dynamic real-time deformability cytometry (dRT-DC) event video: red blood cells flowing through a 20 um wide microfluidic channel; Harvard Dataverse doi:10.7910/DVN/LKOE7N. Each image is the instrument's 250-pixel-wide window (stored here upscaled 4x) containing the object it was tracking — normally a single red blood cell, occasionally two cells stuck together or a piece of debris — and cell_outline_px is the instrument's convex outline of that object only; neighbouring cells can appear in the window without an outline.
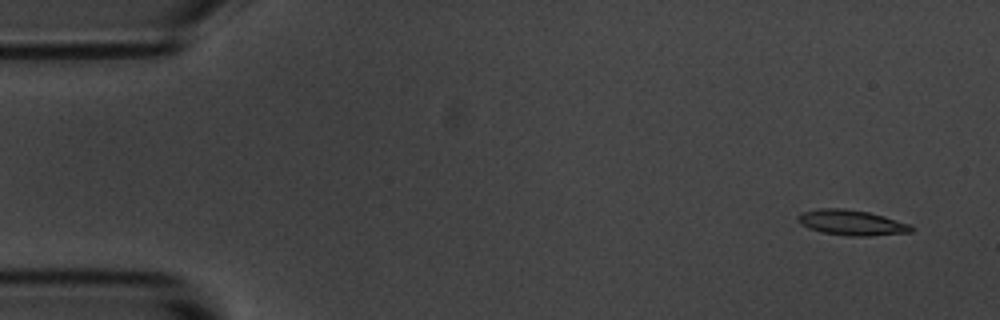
{"species": "common noctule bat (a hibernating species)", "species_latin": "Nyctalus noctula", "temperature_condition": "room temperature", "stored_images_in_passage": 10, "camera_frame_rate_fps": 3000, "um_per_image_px": 0.085, "animal": {"sex": "male", "body_mass_g": 20.1, "forearm_length_mm": 53.5}, "frame": {"image": 1, "passage_image": 1, "time_ms": 0.0, "image_size_px": [1000, 320], "cell_outline_px": [[916, 228], [912, 232], [868, 236], [848, 236], [820, 232], [808, 228], [800, 224], [796, 220], [796, 216], [804, 212], [820, 208], [844, 208], [868, 212], [884, 216], [908, 224]], "centroid_in_image_um": [72.36, 18.93], "position_along_channel_um": 12.6, "area_um2": 16.82}}
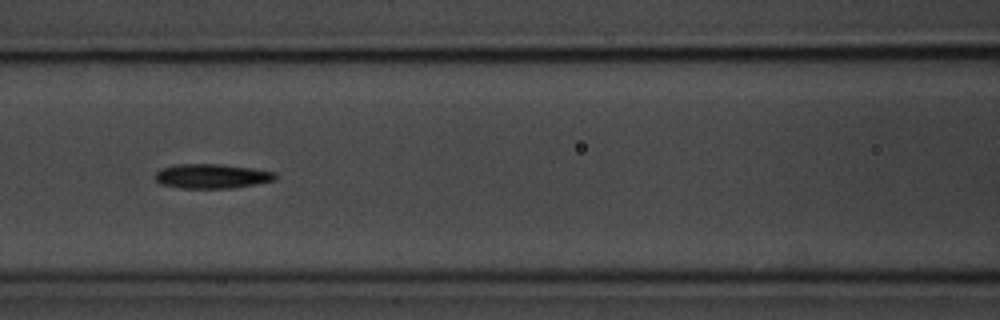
{"frame": {"image": 2, "passage_image": 6, "time_ms": 6.667, "image_size_px": [1000, 320], "cell_outline_px": [[276, 176], [272, 180], [232, 188], [180, 188], [160, 184], [156, 180], [156, 172], [160, 168], [176, 164], [220, 164], [252, 168], [276, 172]], "centroid_in_image_um": [17.94, 14.96], "position_along_channel_um": 148.7, "area_um2": 16.99}}
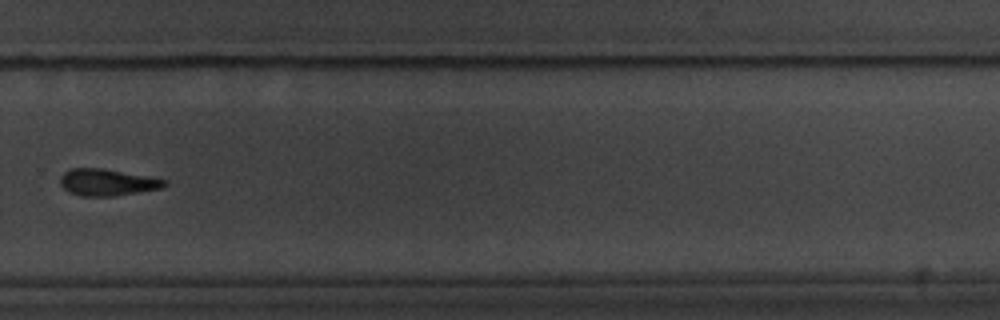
{"frame": {"image": 3, "passage_image": 10, "time_ms": 11.333, "image_size_px": [1000, 320], "cell_outline_px": [[168, 184], [160, 188], [112, 196], [80, 196], [68, 192], [60, 184], [60, 176], [64, 172], [72, 168], [104, 168], [152, 176], [168, 180]], "centroid_in_image_um": [9.12, 15.48], "position_along_channel_um": 320.7, "area_um2": 16.42}}